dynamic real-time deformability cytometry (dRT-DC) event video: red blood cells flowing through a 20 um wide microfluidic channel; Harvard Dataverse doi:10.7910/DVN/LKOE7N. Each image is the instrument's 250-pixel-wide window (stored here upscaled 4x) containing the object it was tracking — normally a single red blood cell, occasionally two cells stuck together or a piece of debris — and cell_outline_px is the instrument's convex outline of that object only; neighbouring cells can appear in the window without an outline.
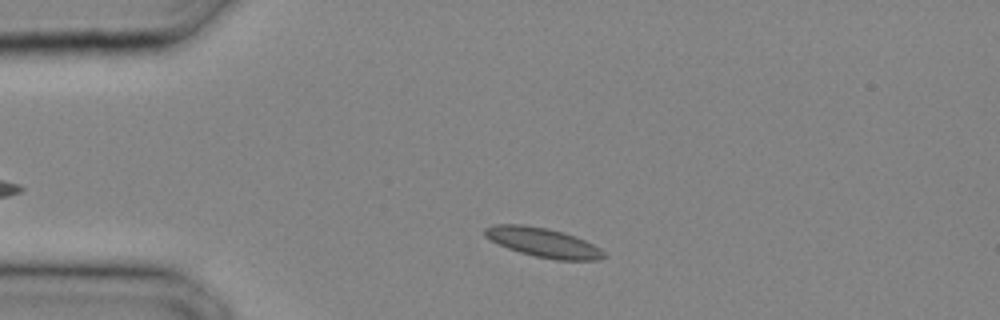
{"species": "common noctule bat (a hibernating species)", "species_latin": "Nyctalus noctula", "temperature_condition": "cold", "stored_images_in_passage": 26, "camera_frame_rate_fps": 3000, "um_per_image_px": 0.085, "animal": {"sex": "male", "body_mass_g": 20.4}, "frame": {"image": 1, "passage_image": 3, "time_ms": 0.667, "image_size_px": [1000, 320], "cell_outline_px": [[608, 256], [600, 260], [556, 260], [536, 256], [520, 252], [508, 248], [484, 236], [484, 228], [496, 224], [520, 224], [548, 228], [564, 232], [576, 236], [600, 248]], "centroid_in_image_um": [46.2, 20.61], "position_along_channel_um": 38.8, "area_um2": 20.29}}
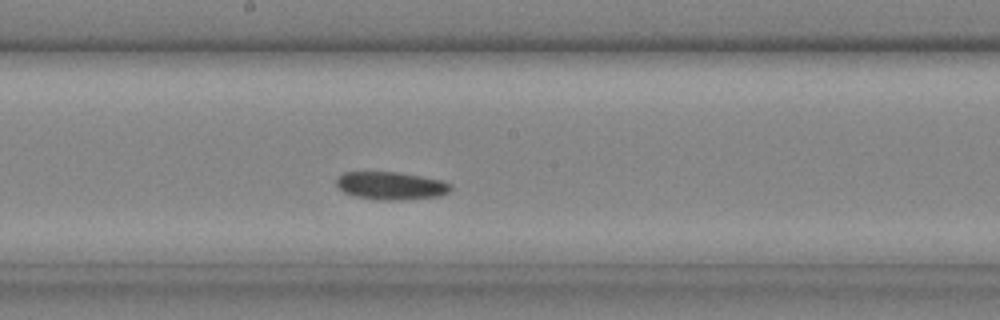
{"frame": {"image": 2, "passage_image": 13, "time_ms": 4.0, "image_size_px": [1000, 320], "cell_outline_px": [[452, 188], [448, 192], [440, 196], [392, 200], [376, 200], [356, 196], [344, 192], [336, 184], [336, 176], [344, 172], [400, 172], [440, 180], [452, 184]], "centroid_in_image_um": [33.21, 15.78], "position_along_channel_um": 215.0, "area_um2": 18.5}}
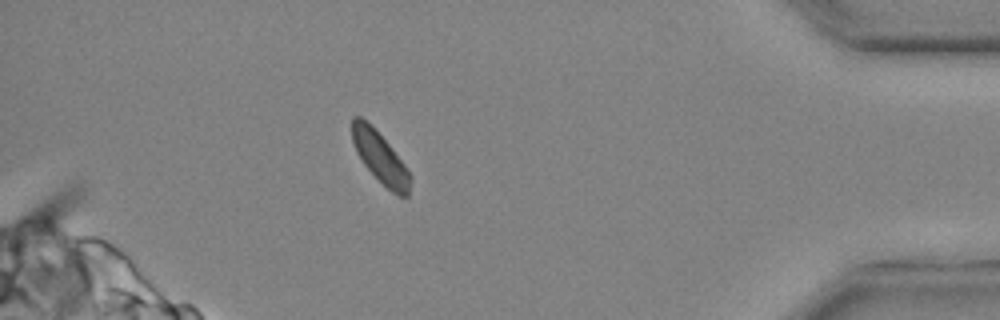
{"frame": {"image": 3, "passage_image": 24, "time_ms": 7.667, "image_size_px": [1000, 320], "cell_outline_px": [[412, 180], [408, 196], [400, 196], [392, 192], [364, 164], [356, 152], [352, 140], [352, 116], [360, 116], [392, 148], [404, 164], [412, 176]], "centroid_in_image_um": [32.33, 13.42], "position_along_channel_um": 402.9, "area_um2": 16.76}}